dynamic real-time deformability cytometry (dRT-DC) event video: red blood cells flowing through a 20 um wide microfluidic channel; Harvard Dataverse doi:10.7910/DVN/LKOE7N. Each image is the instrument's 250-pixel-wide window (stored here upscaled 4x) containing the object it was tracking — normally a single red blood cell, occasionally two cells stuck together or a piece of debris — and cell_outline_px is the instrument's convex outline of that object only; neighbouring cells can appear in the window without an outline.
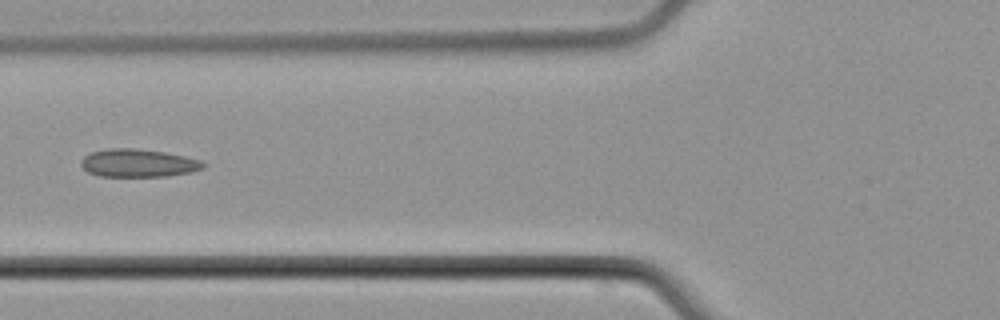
{"species": "common noctule bat (a hibernating species)", "species_latin": "Nyctalus noctula", "temperature_condition": "cold", "stored_images_in_passage": 5, "camera_frame_rate_fps": 3000, "um_per_image_px": 0.085, "animal": {"sex": "male", "body_mass_g": 21.5, "forearm_length_mm": 52.0}, "frame": {"image": 1, "passage_image": 5, "time_ms": 5.0, "image_size_px": [1000, 320], "cell_outline_px": [[208, 164], [204, 168], [192, 172], [168, 176], [100, 176], [88, 172], [80, 164], [80, 160], [84, 156], [92, 152], [108, 148], [132, 148], [164, 152], [184, 156], [200, 160]], "centroid_in_image_um": [11.77, 13.86], "position_along_channel_um": 114.0, "area_um2": 19.94}}